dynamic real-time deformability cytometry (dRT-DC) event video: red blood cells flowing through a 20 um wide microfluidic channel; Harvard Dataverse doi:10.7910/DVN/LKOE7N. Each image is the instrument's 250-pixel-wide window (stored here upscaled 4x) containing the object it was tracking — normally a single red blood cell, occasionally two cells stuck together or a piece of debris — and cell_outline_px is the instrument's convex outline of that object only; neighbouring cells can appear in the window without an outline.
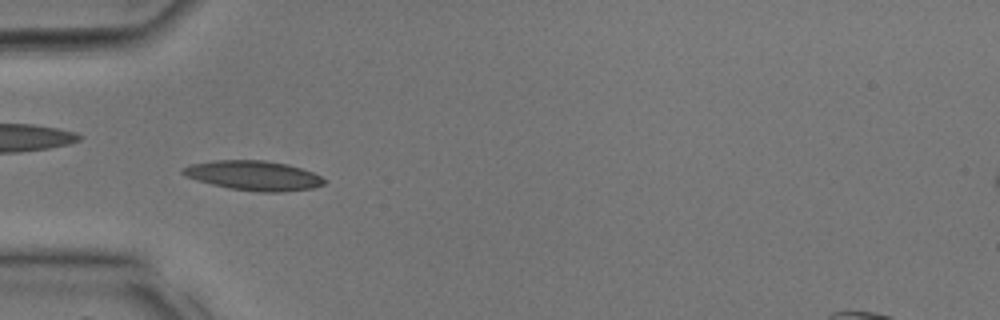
{"species": "common noctule bat (a hibernating species)", "species_latin": "Nyctalus noctula", "temperature_condition": "room temperature", "stored_images_in_passage": 32, "camera_frame_rate_fps": 3000, "um_per_image_px": 0.085, "animal": {"sex": "male", "body_mass_g": 17.9, "forearm_length_mm": 54.2}, "frame": {"image": 1, "passage_image": 10, "time_ms": 3.0, "image_size_px": [1000, 320], "cell_outline_px": [[328, 180], [324, 184], [312, 188], [280, 192], [260, 192], [228, 188], [212, 184], [184, 176], [180, 172], [180, 168], [192, 164], [216, 160], [264, 160], [288, 164], [312, 172]], "centroid_in_image_um": [21.55, 14.92], "position_along_channel_um": 63.5, "area_um2": 24.39}}
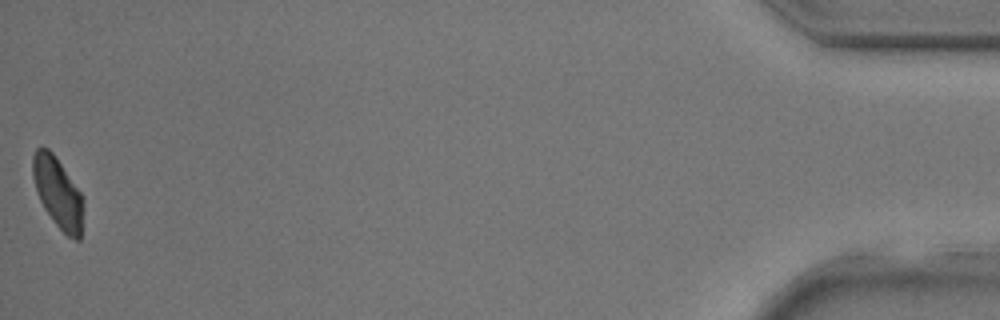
{"frame": {"image": 2, "passage_image": 32, "time_ms": 10.333, "image_size_px": [1000, 320], "cell_outline_px": [[84, 200], [80, 240], [76, 240], [68, 236], [56, 224], [44, 208], [40, 200], [32, 176], [32, 156], [36, 148], [48, 148], [52, 152], [80, 192]], "centroid_in_image_um": [4.91, 16.38], "position_along_channel_um": 430.3, "area_um2": 20.46}}